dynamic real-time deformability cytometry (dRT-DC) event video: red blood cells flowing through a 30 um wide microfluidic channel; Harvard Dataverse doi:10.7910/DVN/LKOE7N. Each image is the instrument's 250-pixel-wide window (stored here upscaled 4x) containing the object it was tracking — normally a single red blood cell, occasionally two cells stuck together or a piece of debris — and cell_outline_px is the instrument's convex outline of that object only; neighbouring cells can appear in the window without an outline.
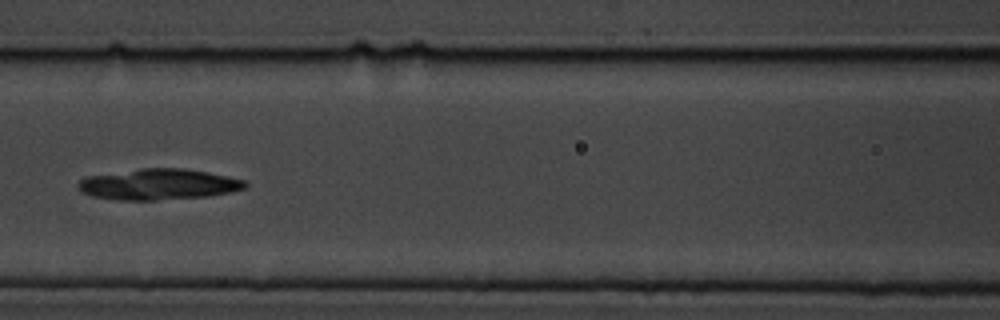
{"species": "common noctule bat (a hibernating species)", "species_latin": "Nyctalus noctula", "temperature_condition": "cold", "stored_images_in_passage": 9, "camera_frame_rate_fps": 3000, "um_per_image_px": 0.085, "animal": {"sex": "male", "body_mass_g": 19.5, "forearm_length_mm": 54.6}, "frame": {"image": 1, "passage_image": 6, "time_ms": 6.0, "image_size_px": [1000, 320], "cell_outline_px": [[248, 184], [244, 188], [232, 192], [208, 196], [156, 200], [116, 200], [92, 196], [84, 192], [76, 184], [80, 180], [88, 176], [140, 168], [184, 168], [244, 180]], "centroid_in_image_um": [13.46, 15.67], "position_along_channel_um": 153.1, "area_um2": 29.82}}
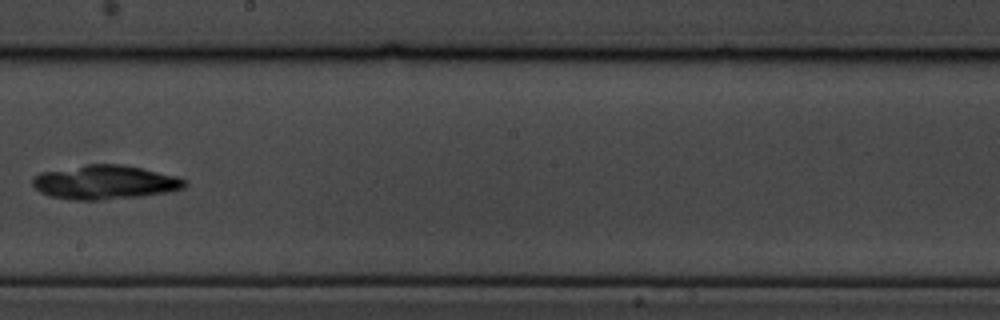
{"frame": {"image": 2, "passage_image": 8, "time_ms": 8.333, "image_size_px": [1000, 320], "cell_outline_px": [[188, 184], [184, 188], [168, 192], [140, 196], [96, 200], [72, 200], [48, 196], [40, 192], [32, 184], [32, 176], [40, 172], [84, 164], [124, 164], [176, 176], [188, 180]], "centroid_in_image_um": [8.89, 15.48], "position_along_channel_um": 239.3, "area_um2": 30.46}}
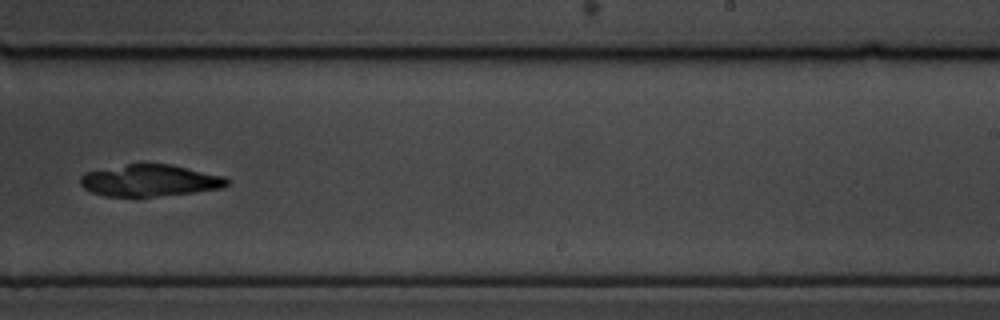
{"frame": {"image": 3, "passage_image": 9, "time_ms": 9.333, "image_size_px": [1000, 320], "cell_outline_px": [[232, 180], [224, 188], [192, 192], [156, 196], [104, 196], [92, 192], [84, 188], [80, 184], [80, 176], [84, 172], [140, 160], [172, 164], [224, 176]], "centroid_in_image_um": [12.72, 15.29], "position_along_channel_um": 276.3, "area_um2": 28.03}}